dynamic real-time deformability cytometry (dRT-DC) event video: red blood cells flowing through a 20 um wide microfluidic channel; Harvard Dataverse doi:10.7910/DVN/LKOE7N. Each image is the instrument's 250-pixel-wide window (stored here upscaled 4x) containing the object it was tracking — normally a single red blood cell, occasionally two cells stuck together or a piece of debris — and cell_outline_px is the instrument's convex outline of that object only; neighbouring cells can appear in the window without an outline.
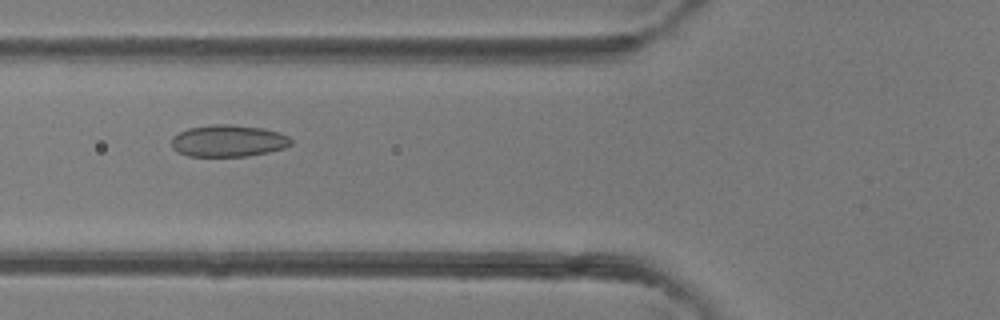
{"species": "common noctule bat (a hibernating species)", "species_latin": "Nyctalus noctula", "temperature_condition": "room temperature", "stored_images_in_passage": 6, "camera_frame_rate_fps": 3000, "um_per_image_px": 0.085, "animal": {"sex": "female"}, "frame": {"image": 1, "passage_image": 5, "time_ms": 5.333, "image_size_px": [1000, 320], "cell_outline_px": [[292, 144], [284, 148], [268, 152], [248, 156], [188, 156], [176, 152], [172, 148], [172, 136], [188, 128], [212, 124], [232, 124], [264, 128], [280, 132], [288, 136], [292, 140]], "centroid_in_image_um": [19.4, 11.97], "position_along_channel_um": 106.4, "area_um2": 22.43}}
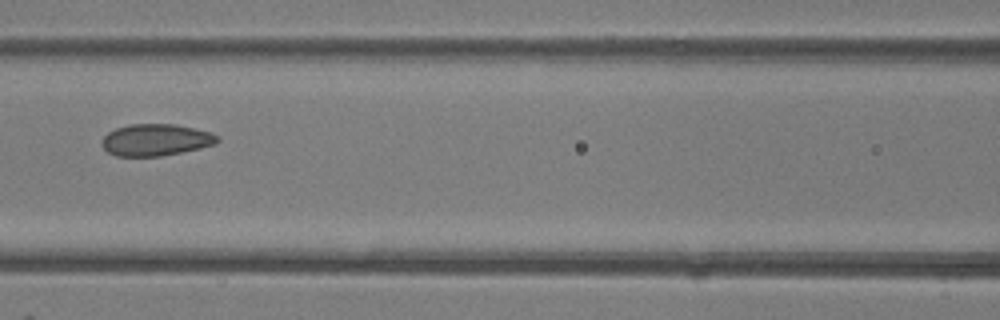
{"frame": {"image": 2, "passage_image": 6, "time_ms": 6.333, "image_size_px": [1000, 320], "cell_outline_px": [[220, 140], [216, 144], [200, 148], [160, 156], [116, 156], [108, 152], [104, 148], [100, 140], [108, 132], [116, 128], [132, 124], [176, 124], [212, 132], [220, 136]], "centroid_in_image_um": [13.27, 11.88], "position_along_channel_um": 153.3, "area_um2": 21.5}}